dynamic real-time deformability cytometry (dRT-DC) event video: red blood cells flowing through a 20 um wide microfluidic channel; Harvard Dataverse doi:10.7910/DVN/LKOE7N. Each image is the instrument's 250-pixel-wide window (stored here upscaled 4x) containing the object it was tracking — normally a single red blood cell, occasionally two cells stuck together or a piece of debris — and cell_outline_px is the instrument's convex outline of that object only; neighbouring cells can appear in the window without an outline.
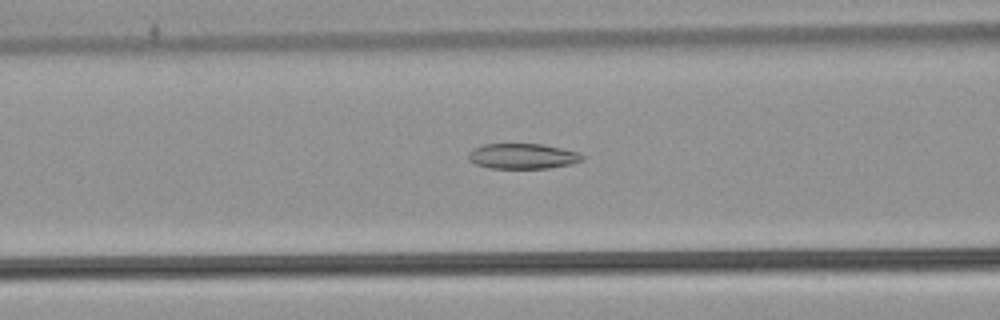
{"species": "common noctule bat (a hibernating species)", "species_latin": "Nyctalus noctula", "temperature_condition": "warm", "stored_images_in_passage": 53, "camera_frame_rate_fps": 3000, "um_per_image_px": 0.085, "animal": {"sex": "male", "body_mass_g": 21.5, "forearm_length_mm": 52.0}, "frame": {"image": 1, "passage_image": 22, "time_ms": 7.0, "image_size_px": [1000, 320], "cell_outline_px": [[584, 160], [572, 164], [548, 168], [488, 168], [476, 164], [468, 160], [468, 152], [484, 144], [540, 144], [560, 148], [576, 152], [584, 156]], "centroid_in_image_um": [44.41, 13.28], "position_along_channel_um": 122.2, "area_um2": 16.7}}
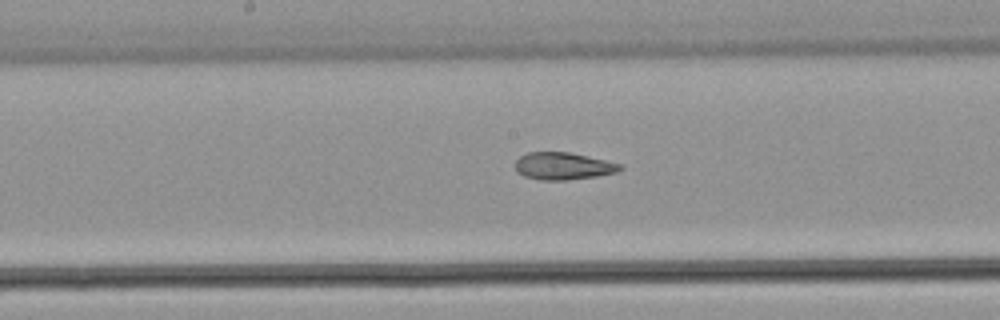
{"frame": {"image": 2, "passage_image": 28, "time_ms": 9.0, "image_size_px": [1000, 320], "cell_outline_px": [[624, 168], [616, 172], [596, 176], [568, 180], [540, 180], [524, 176], [516, 172], [516, 160], [520, 156], [528, 152], [568, 152], [604, 160], [620, 164]], "centroid_in_image_um": [47.83, 14.12], "position_along_channel_um": 200.4, "area_um2": 16.53}}
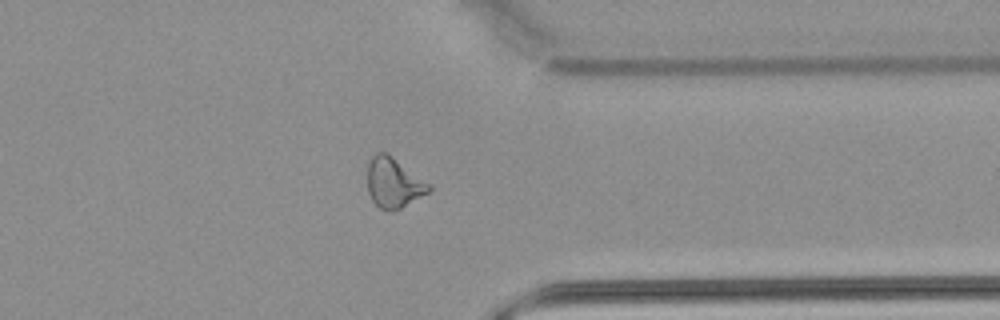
{"frame": {"image": 3, "passage_image": 42, "time_ms": 13.667, "image_size_px": [1000, 320], "cell_outline_px": [[432, 188], [428, 192], [400, 208], [392, 212], [388, 212], [380, 208], [372, 200], [368, 192], [368, 164], [372, 156], [376, 152], [388, 152], [432, 184]], "centroid_in_image_um": [33.47, 15.51], "position_along_channel_um": 377.9, "area_um2": 18.15}, "authors_computed_cell_mechanics": {"area_um2": 19.074, "velocity_mm_per_s": 3.91, "shape_relaxation_time_tau1_ms": null, "shape_relaxation_time_tau2_ms": 1.8853, "deformation_change_tau1": null, "deformation_change_tau2": 0.0945}}